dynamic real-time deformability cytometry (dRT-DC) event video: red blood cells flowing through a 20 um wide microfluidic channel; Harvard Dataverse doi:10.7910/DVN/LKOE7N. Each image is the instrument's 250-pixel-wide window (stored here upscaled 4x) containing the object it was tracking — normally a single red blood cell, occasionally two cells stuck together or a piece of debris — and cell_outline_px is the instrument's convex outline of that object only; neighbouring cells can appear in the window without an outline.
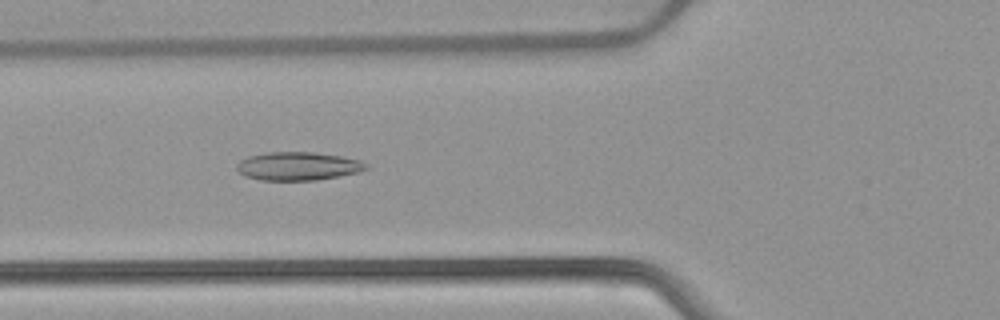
{"species": "common noctule bat (a hibernating species)", "species_latin": "Nyctalus noctula", "temperature_condition": "warm", "stored_images_in_passage": 53, "camera_frame_rate_fps": 3000, "um_per_image_px": 0.085, "animal": {"sex": "female", "body_mass_g": 22.7, "forearm_length_mm": 54.2}, "frame": {"image": 1, "passage_image": 20, "time_ms": 6.333, "image_size_px": [1000, 320], "cell_outline_px": [[368, 168], [360, 172], [316, 180], [260, 180], [244, 176], [236, 168], [236, 164], [240, 160], [248, 156], [264, 152], [316, 152], [344, 156], [360, 160], [368, 164]], "centroid_in_image_um": [25.34, 14.11], "position_along_channel_um": 100.5, "area_um2": 21.62}}
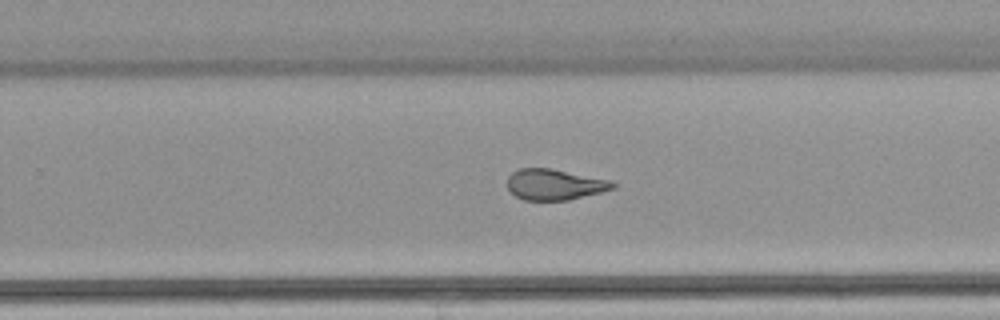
{"frame": {"image": 2, "passage_image": 34, "time_ms": 11.0, "image_size_px": [1000, 320], "cell_outline_px": [[616, 188], [568, 200], [524, 200], [516, 196], [508, 188], [508, 176], [512, 172], [520, 168], [548, 168], [608, 180], [616, 184]], "centroid_in_image_um": [47.11, 15.69], "position_along_channel_um": 282.7, "area_um2": 18.61}}
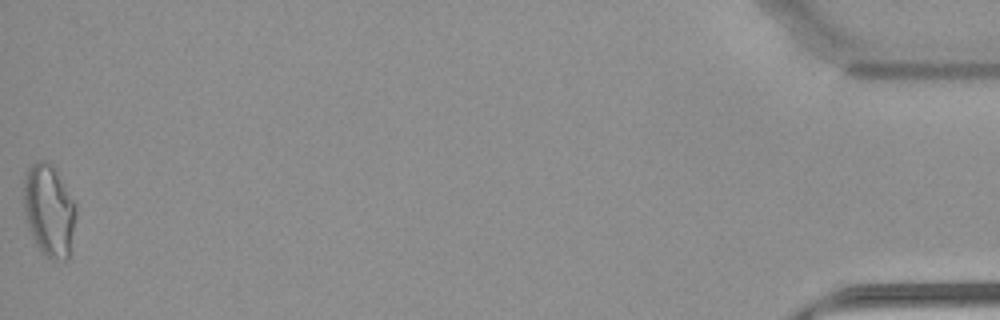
{"frame": {"image": 3, "passage_image": 53, "time_ms": 17.333, "image_size_px": [1000, 320], "cell_outline_px": [[76, 216], [68, 260], [52, 260], [40, 252], [32, 240], [28, 228], [24, 212], [24, 184], [28, 168], [32, 164], [40, 160], [44, 160], [52, 164], [56, 168], [76, 204]], "centroid_in_image_um": [4.17, 17.91], "position_along_channel_um": 431.0, "area_um2": 28.44}, "authors_computed_cell_mechanics": {"area_um2": 21.7906, "velocity_mm_per_s": 3.918, "shape_relaxation_time_tau1_ms": null, "shape_relaxation_time_tau2_ms": 1.7735, "deformation_change_tau1": null, "deformation_change_tau2": 0.1015}}